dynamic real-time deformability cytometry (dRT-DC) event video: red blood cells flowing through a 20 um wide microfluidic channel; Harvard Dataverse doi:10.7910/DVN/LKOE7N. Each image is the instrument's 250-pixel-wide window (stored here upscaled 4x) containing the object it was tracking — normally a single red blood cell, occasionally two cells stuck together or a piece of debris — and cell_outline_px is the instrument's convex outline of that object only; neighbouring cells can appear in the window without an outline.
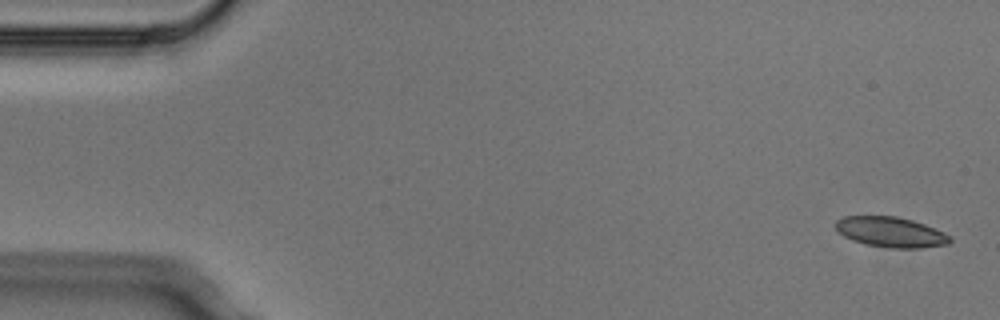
{"species": "Egyptian fruit bat (a non-hibernating species)", "species_latin": "Rousettus aegyptiacus", "temperature_condition": "cold", "stored_images_in_passage": 5, "segment_of_instrument_passage": [1, 2], "camera_frame_rate_fps": 3000, "um_per_image_px": 0.085, "animal": {"sex": "male"}, "frame": {"image": 1, "passage_image": 1, "time_ms": 0.0, "image_size_px": [1000, 320], "cell_outline_px": [[952, 240], [948, 244], [920, 248], [888, 248], [864, 244], [852, 240], [836, 232], [836, 220], [844, 216], [896, 216], [912, 220], [924, 224], [944, 232], [952, 236]], "centroid_in_image_um": [75.71, 19.73], "position_along_channel_um": 9.3, "area_um2": 20.35}}
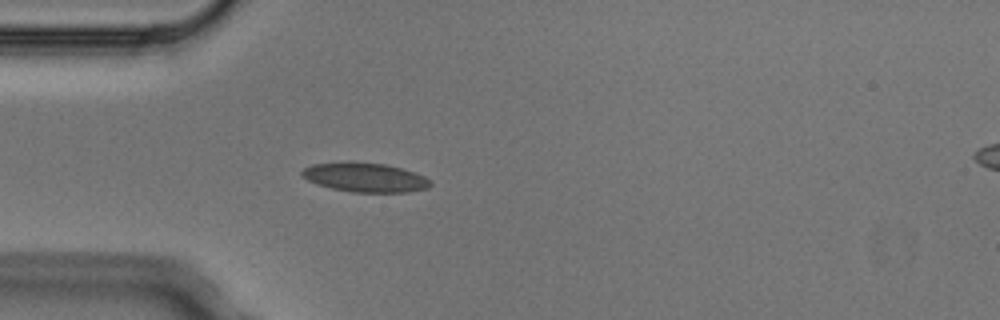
{"frame": {"image": 2, "passage_image": 4, "time_ms": 1.0, "image_size_px": [1000, 320], "cell_outline_px": [[432, 184], [428, 188], [408, 192], [352, 192], [332, 188], [316, 184], [308, 180], [300, 172], [304, 168], [312, 164], [352, 160], [384, 164], [416, 172], [432, 180]], "centroid_in_image_um": [31.04, 15.06], "position_along_channel_um": 54.0, "area_um2": 22.2}}